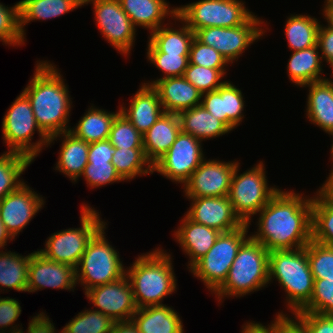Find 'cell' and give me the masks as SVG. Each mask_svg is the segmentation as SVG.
Masks as SVG:
<instances>
[{"mask_svg":"<svg viewBox=\"0 0 333 333\" xmlns=\"http://www.w3.org/2000/svg\"><path fill=\"white\" fill-rule=\"evenodd\" d=\"M279 190L258 212L257 232L250 235L269 252L304 248L312 240V197Z\"/></svg>","mask_w":333,"mask_h":333,"instance_id":"cell-1","label":"cell"},{"mask_svg":"<svg viewBox=\"0 0 333 333\" xmlns=\"http://www.w3.org/2000/svg\"><path fill=\"white\" fill-rule=\"evenodd\" d=\"M36 62L33 78L22 92L30 100L37 125L48 137L67 132L72 109L68 86L56 65L47 60Z\"/></svg>","mask_w":333,"mask_h":333,"instance_id":"cell-2","label":"cell"},{"mask_svg":"<svg viewBox=\"0 0 333 333\" xmlns=\"http://www.w3.org/2000/svg\"><path fill=\"white\" fill-rule=\"evenodd\" d=\"M159 248L138 255L126 269L138 308L163 305L162 300L177 289L171 254Z\"/></svg>","mask_w":333,"mask_h":333,"instance_id":"cell-3","label":"cell"},{"mask_svg":"<svg viewBox=\"0 0 333 333\" xmlns=\"http://www.w3.org/2000/svg\"><path fill=\"white\" fill-rule=\"evenodd\" d=\"M268 271L269 283L276 278L285 290L287 308L293 315L310 301L314 278L305 247L270 251Z\"/></svg>","mask_w":333,"mask_h":333,"instance_id":"cell-4","label":"cell"},{"mask_svg":"<svg viewBox=\"0 0 333 333\" xmlns=\"http://www.w3.org/2000/svg\"><path fill=\"white\" fill-rule=\"evenodd\" d=\"M269 251L251 236L241 245L226 281L214 293L218 301L224 297H244L269 284Z\"/></svg>","mask_w":333,"mask_h":333,"instance_id":"cell-5","label":"cell"},{"mask_svg":"<svg viewBox=\"0 0 333 333\" xmlns=\"http://www.w3.org/2000/svg\"><path fill=\"white\" fill-rule=\"evenodd\" d=\"M106 225L107 223L89 240L78 267L75 268L76 282H81L84 292L126 275L119 252L117 253L105 237Z\"/></svg>","mask_w":333,"mask_h":333,"instance_id":"cell-6","label":"cell"},{"mask_svg":"<svg viewBox=\"0 0 333 333\" xmlns=\"http://www.w3.org/2000/svg\"><path fill=\"white\" fill-rule=\"evenodd\" d=\"M248 228L244 223L233 231L220 233L210 250L189 269L212 294L226 281L238 250L250 237H247Z\"/></svg>","mask_w":333,"mask_h":333,"instance_id":"cell-7","label":"cell"},{"mask_svg":"<svg viewBox=\"0 0 333 333\" xmlns=\"http://www.w3.org/2000/svg\"><path fill=\"white\" fill-rule=\"evenodd\" d=\"M99 215L94 208L82 204L79 217L81 227L51 234L45 242V248L38 251L50 260L78 267L89 240L106 224Z\"/></svg>","mask_w":333,"mask_h":333,"instance_id":"cell-8","label":"cell"},{"mask_svg":"<svg viewBox=\"0 0 333 333\" xmlns=\"http://www.w3.org/2000/svg\"><path fill=\"white\" fill-rule=\"evenodd\" d=\"M3 117V141L9 152L22 153L34 161L44 149L42 147H48L49 137L37 125L30 100L23 92L12 102ZM35 131L39 133L40 138L34 143L31 139Z\"/></svg>","mask_w":333,"mask_h":333,"instance_id":"cell-9","label":"cell"},{"mask_svg":"<svg viewBox=\"0 0 333 333\" xmlns=\"http://www.w3.org/2000/svg\"><path fill=\"white\" fill-rule=\"evenodd\" d=\"M239 164L236 165L228 196L235 214L250 226L252 215H256L280 189L268 186L262 161L241 174L238 173Z\"/></svg>","mask_w":333,"mask_h":333,"instance_id":"cell-10","label":"cell"},{"mask_svg":"<svg viewBox=\"0 0 333 333\" xmlns=\"http://www.w3.org/2000/svg\"><path fill=\"white\" fill-rule=\"evenodd\" d=\"M253 15L242 0H200L177 7V16L194 33L207 27L240 26Z\"/></svg>","mask_w":333,"mask_h":333,"instance_id":"cell-11","label":"cell"},{"mask_svg":"<svg viewBox=\"0 0 333 333\" xmlns=\"http://www.w3.org/2000/svg\"><path fill=\"white\" fill-rule=\"evenodd\" d=\"M255 14L245 23L235 27H207L197 30L195 38L218 51L231 65L249 46L266 32Z\"/></svg>","mask_w":333,"mask_h":333,"instance_id":"cell-12","label":"cell"},{"mask_svg":"<svg viewBox=\"0 0 333 333\" xmlns=\"http://www.w3.org/2000/svg\"><path fill=\"white\" fill-rule=\"evenodd\" d=\"M93 4L95 22L102 37L122 55H130L135 43L136 28L123 11L119 0H83Z\"/></svg>","mask_w":333,"mask_h":333,"instance_id":"cell-13","label":"cell"},{"mask_svg":"<svg viewBox=\"0 0 333 333\" xmlns=\"http://www.w3.org/2000/svg\"><path fill=\"white\" fill-rule=\"evenodd\" d=\"M201 145L198 138L180 131L168 151L152 165V171L184 185L205 159Z\"/></svg>","mask_w":333,"mask_h":333,"instance_id":"cell-14","label":"cell"},{"mask_svg":"<svg viewBox=\"0 0 333 333\" xmlns=\"http://www.w3.org/2000/svg\"><path fill=\"white\" fill-rule=\"evenodd\" d=\"M238 161L222 162L217 159L206 160L191 174L182 185L185 197H221L228 196L232 177Z\"/></svg>","mask_w":333,"mask_h":333,"instance_id":"cell-15","label":"cell"},{"mask_svg":"<svg viewBox=\"0 0 333 333\" xmlns=\"http://www.w3.org/2000/svg\"><path fill=\"white\" fill-rule=\"evenodd\" d=\"M98 312L110 317L114 322L130 321L138 310L133 289L127 275L120 279L96 286L85 292Z\"/></svg>","mask_w":333,"mask_h":333,"instance_id":"cell-16","label":"cell"},{"mask_svg":"<svg viewBox=\"0 0 333 333\" xmlns=\"http://www.w3.org/2000/svg\"><path fill=\"white\" fill-rule=\"evenodd\" d=\"M44 200L24 183L0 201V217L13 240L43 208Z\"/></svg>","mask_w":333,"mask_h":333,"instance_id":"cell-17","label":"cell"},{"mask_svg":"<svg viewBox=\"0 0 333 333\" xmlns=\"http://www.w3.org/2000/svg\"><path fill=\"white\" fill-rule=\"evenodd\" d=\"M76 284L75 268L46 258L38 250L30 253L27 292L33 293L43 288L74 291ZM74 288V289H73Z\"/></svg>","mask_w":333,"mask_h":333,"instance_id":"cell-18","label":"cell"},{"mask_svg":"<svg viewBox=\"0 0 333 333\" xmlns=\"http://www.w3.org/2000/svg\"><path fill=\"white\" fill-rule=\"evenodd\" d=\"M191 206L185 214L195 223L224 233L241 227L244 223L235 214L229 196L186 197Z\"/></svg>","mask_w":333,"mask_h":333,"instance_id":"cell-19","label":"cell"},{"mask_svg":"<svg viewBox=\"0 0 333 333\" xmlns=\"http://www.w3.org/2000/svg\"><path fill=\"white\" fill-rule=\"evenodd\" d=\"M152 87L157 91L165 113L180 114L201 105L202 93L183 76L160 79Z\"/></svg>","mask_w":333,"mask_h":333,"instance_id":"cell-20","label":"cell"},{"mask_svg":"<svg viewBox=\"0 0 333 333\" xmlns=\"http://www.w3.org/2000/svg\"><path fill=\"white\" fill-rule=\"evenodd\" d=\"M130 105H120L123 114L143 135L165 113L157 91L149 85L142 84L130 100Z\"/></svg>","mask_w":333,"mask_h":333,"instance_id":"cell-21","label":"cell"},{"mask_svg":"<svg viewBox=\"0 0 333 333\" xmlns=\"http://www.w3.org/2000/svg\"><path fill=\"white\" fill-rule=\"evenodd\" d=\"M182 223V224H181ZM174 232L176 241L188 255V268H191L214 245L221 232L190 220L186 215Z\"/></svg>","mask_w":333,"mask_h":333,"instance_id":"cell-22","label":"cell"},{"mask_svg":"<svg viewBox=\"0 0 333 333\" xmlns=\"http://www.w3.org/2000/svg\"><path fill=\"white\" fill-rule=\"evenodd\" d=\"M180 131L178 114L163 113L143 134V150L146 159L153 165L168 151Z\"/></svg>","mask_w":333,"mask_h":333,"instance_id":"cell-23","label":"cell"},{"mask_svg":"<svg viewBox=\"0 0 333 333\" xmlns=\"http://www.w3.org/2000/svg\"><path fill=\"white\" fill-rule=\"evenodd\" d=\"M302 87L309 88L306 114L310 123L316 124L333 137V82L329 78L314 81Z\"/></svg>","mask_w":333,"mask_h":333,"instance_id":"cell-24","label":"cell"},{"mask_svg":"<svg viewBox=\"0 0 333 333\" xmlns=\"http://www.w3.org/2000/svg\"><path fill=\"white\" fill-rule=\"evenodd\" d=\"M123 11L131 19L136 28L143 27L151 32L164 24L168 16L174 19L177 16V7H169L166 0H119Z\"/></svg>","mask_w":333,"mask_h":333,"instance_id":"cell-25","label":"cell"},{"mask_svg":"<svg viewBox=\"0 0 333 333\" xmlns=\"http://www.w3.org/2000/svg\"><path fill=\"white\" fill-rule=\"evenodd\" d=\"M58 137H62L63 140L55 170L68 176L74 183L81 177L85 166L88 164L89 143L67 131L50 136L48 145Z\"/></svg>","mask_w":333,"mask_h":333,"instance_id":"cell-26","label":"cell"},{"mask_svg":"<svg viewBox=\"0 0 333 333\" xmlns=\"http://www.w3.org/2000/svg\"><path fill=\"white\" fill-rule=\"evenodd\" d=\"M131 320L139 333H184L179 314L165 304L138 308Z\"/></svg>","mask_w":333,"mask_h":333,"instance_id":"cell-27","label":"cell"},{"mask_svg":"<svg viewBox=\"0 0 333 333\" xmlns=\"http://www.w3.org/2000/svg\"><path fill=\"white\" fill-rule=\"evenodd\" d=\"M174 20L181 22L179 29L159 27L148 36L147 52H162L165 54H173L178 56H189L190 47L195 38L194 32L176 16Z\"/></svg>","mask_w":333,"mask_h":333,"instance_id":"cell-28","label":"cell"},{"mask_svg":"<svg viewBox=\"0 0 333 333\" xmlns=\"http://www.w3.org/2000/svg\"><path fill=\"white\" fill-rule=\"evenodd\" d=\"M178 117L181 131L198 138L200 141L213 139L231 131L202 105L185 110L178 114Z\"/></svg>","mask_w":333,"mask_h":333,"instance_id":"cell-29","label":"cell"},{"mask_svg":"<svg viewBox=\"0 0 333 333\" xmlns=\"http://www.w3.org/2000/svg\"><path fill=\"white\" fill-rule=\"evenodd\" d=\"M19 27L25 38V25L34 20H46L82 7L83 0H22L19 1Z\"/></svg>","mask_w":333,"mask_h":333,"instance_id":"cell-30","label":"cell"},{"mask_svg":"<svg viewBox=\"0 0 333 333\" xmlns=\"http://www.w3.org/2000/svg\"><path fill=\"white\" fill-rule=\"evenodd\" d=\"M321 63L322 58L318 45L293 51L287 64L289 79L299 87L323 80L326 77L321 75L323 73Z\"/></svg>","mask_w":333,"mask_h":333,"instance_id":"cell-31","label":"cell"},{"mask_svg":"<svg viewBox=\"0 0 333 333\" xmlns=\"http://www.w3.org/2000/svg\"><path fill=\"white\" fill-rule=\"evenodd\" d=\"M119 113L120 108L117 112H108L91 106L69 132L87 143L106 140L112 123Z\"/></svg>","mask_w":333,"mask_h":333,"instance_id":"cell-32","label":"cell"},{"mask_svg":"<svg viewBox=\"0 0 333 333\" xmlns=\"http://www.w3.org/2000/svg\"><path fill=\"white\" fill-rule=\"evenodd\" d=\"M319 188L312 198V240L333 247V198Z\"/></svg>","mask_w":333,"mask_h":333,"instance_id":"cell-33","label":"cell"},{"mask_svg":"<svg viewBox=\"0 0 333 333\" xmlns=\"http://www.w3.org/2000/svg\"><path fill=\"white\" fill-rule=\"evenodd\" d=\"M30 254L20 255L11 251H0V290L7 288L27 292ZM5 288V289H4Z\"/></svg>","mask_w":333,"mask_h":333,"instance_id":"cell-34","label":"cell"},{"mask_svg":"<svg viewBox=\"0 0 333 333\" xmlns=\"http://www.w3.org/2000/svg\"><path fill=\"white\" fill-rule=\"evenodd\" d=\"M302 14L289 16L286 20L285 35L289 49L300 51L317 45L320 21Z\"/></svg>","mask_w":333,"mask_h":333,"instance_id":"cell-35","label":"cell"},{"mask_svg":"<svg viewBox=\"0 0 333 333\" xmlns=\"http://www.w3.org/2000/svg\"><path fill=\"white\" fill-rule=\"evenodd\" d=\"M32 162L30 157L18 152L6 151L0 155V201L25 183L20 176Z\"/></svg>","mask_w":333,"mask_h":333,"instance_id":"cell-36","label":"cell"},{"mask_svg":"<svg viewBox=\"0 0 333 333\" xmlns=\"http://www.w3.org/2000/svg\"><path fill=\"white\" fill-rule=\"evenodd\" d=\"M111 163L124 181L153 173L152 164L146 159L143 148H115Z\"/></svg>","mask_w":333,"mask_h":333,"instance_id":"cell-37","label":"cell"},{"mask_svg":"<svg viewBox=\"0 0 333 333\" xmlns=\"http://www.w3.org/2000/svg\"><path fill=\"white\" fill-rule=\"evenodd\" d=\"M114 321L97 310H84L67 323L62 333H111Z\"/></svg>","mask_w":333,"mask_h":333,"instance_id":"cell-38","label":"cell"},{"mask_svg":"<svg viewBox=\"0 0 333 333\" xmlns=\"http://www.w3.org/2000/svg\"><path fill=\"white\" fill-rule=\"evenodd\" d=\"M305 248L313 278L333 279V247L311 240Z\"/></svg>","mask_w":333,"mask_h":333,"instance_id":"cell-39","label":"cell"},{"mask_svg":"<svg viewBox=\"0 0 333 333\" xmlns=\"http://www.w3.org/2000/svg\"><path fill=\"white\" fill-rule=\"evenodd\" d=\"M108 140L115 148H143V135L121 113L112 123Z\"/></svg>","mask_w":333,"mask_h":333,"instance_id":"cell-40","label":"cell"},{"mask_svg":"<svg viewBox=\"0 0 333 333\" xmlns=\"http://www.w3.org/2000/svg\"><path fill=\"white\" fill-rule=\"evenodd\" d=\"M227 69H212L188 63L183 77L202 94L217 90L225 81H221Z\"/></svg>","mask_w":333,"mask_h":333,"instance_id":"cell-41","label":"cell"},{"mask_svg":"<svg viewBox=\"0 0 333 333\" xmlns=\"http://www.w3.org/2000/svg\"><path fill=\"white\" fill-rule=\"evenodd\" d=\"M0 41L9 46L24 45L19 27V3L7 7L0 3Z\"/></svg>","mask_w":333,"mask_h":333,"instance_id":"cell-42","label":"cell"},{"mask_svg":"<svg viewBox=\"0 0 333 333\" xmlns=\"http://www.w3.org/2000/svg\"><path fill=\"white\" fill-rule=\"evenodd\" d=\"M147 58L163 73V77L161 76L155 81L142 83L149 86H153L160 79L183 76L189 63V56H178L162 52H147Z\"/></svg>","mask_w":333,"mask_h":333,"instance_id":"cell-43","label":"cell"},{"mask_svg":"<svg viewBox=\"0 0 333 333\" xmlns=\"http://www.w3.org/2000/svg\"><path fill=\"white\" fill-rule=\"evenodd\" d=\"M300 311L333 316V279H314L310 301Z\"/></svg>","mask_w":333,"mask_h":333,"instance_id":"cell-44","label":"cell"},{"mask_svg":"<svg viewBox=\"0 0 333 333\" xmlns=\"http://www.w3.org/2000/svg\"><path fill=\"white\" fill-rule=\"evenodd\" d=\"M220 95L224 98L225 113H227V127L232 130L240 125L244 119V103L242 92L230 81L220 86Z\"/></svg>","mask_w":333,"mask_h":333,"instance_id":"cell-45","label":"cell"},{"mask_svg":"<svg viewBox=\"0 0 333 333\" xmlns=\"http://www.w3.org/2000/svg\"><path fill=\"white\" fill-rule=\"evenodd\" d=\"M81 176L84 177L91 189L124 181L117 173L114 165L107 161H88Z\"/></svg>","mask_w":333,"mask_h":333,"instance_id":"cell-46","label":"cell"},{"mask_svg":"<svg viewBox=\"0 0 333 333\" xmlns=\"http://www.w3.org/2000/svg\"><path fill=\"white\" fill-rule=\"evenodd\" d=\"M189 62L194 65L212 69H225L228 62L215 49L193 39L190 47Z\"/></svg>","mask_w":333,"mask_h":333,"instance_id":"cell-47","label":"cell"},{"mask_svg":"<svg viewBox=\"0 0 333 333\" xmlns=\"http://www.w3.org/2000/svg\"><path fill=\"white\" fill-rule=\"evenodd\" d=\"M296 319L308 333H333V316L308 311H298Z\"/></svg>","mask_w":333,"mask_h":333,"instance_id":"cell-48","label":"cell"},{"mask_svg":"<svg viewBox=\"0 0 333 333\" xmlns=\"http://www.w3.org/2000/svg\"><path fill=\"white\" fill-rule=\"evenodd\" d=\"M21 311L20 303L15 298H0V333H6V328L13 326ZM19 329L17 325H14L7 331L8 333H19Z\"/></svg>","mask_w":333,"mask_h":333,"instance_id":"cell-49","label":"cell"},{"mask_svg":"<svg viewBox=\"0 0 333 333\" xmlns=\"http://www.w3.org/2000/svg\"><path fill=\"white\" fill-rule=\"evenodd\" d=\"M202 98L201 105L227 126V113H225L224 98L220 95V87L202 94Z\"/></svg>","mask_w":333,"mask_h":333,"instance_id":"cell-50","label":"cell"},{"mask_svg":"<svg viewBox=\"0 0 333 333\" xmlns=\"http://www.w3.org/2000/svg\"><path fill=\"white\" fill-rule=\"evenodd\" d=\"M317 45L320 48L321 58L333 69V28L329 25H320Z\"/></svg>","mask_w":333,"mask_h":333,"instance_id":"cell-51","label":"cell"},{"mask_svg":"<svg viewBox=\"0 0 333 333\" xmlns=\"http://www.w3.org/2000/svg\"><path fill=\"white\" fill-rule=\"evenodd\" d=\"M115 147L108 139L89 143L88 161H112Z\"/></svg>","mask_w":333,"mask_h":333,"instance_id":"cell-52","label":"cell"},{"mask_svg":"<svg viewBox=\"0 0 333 333\" xmlns=\"http://www.w3.org/2000/svg\"><path fill=\"white\" fill-rule=\"evenodd\" d=\"M49 316L41 312L36 316H33L28 324L27 333H56L57 331L54 324L51 323ZM19 333H24L23 329L20 327Z\"/></svg>","mask_w":333,"mask_h":333,"instance_id":"cell-53","label":"cell"},{"mask_svg":"<svg viewBox=\"0 0 333 333\" xmlns=\"http://www.w3.org/2000/svg\"><path fill=\"white\" fill-rule=\"evenodd\" d=\"M276 333H308L304 327L295 319L279 312L276 314Z\"/></svg>","mask_w":333,"mask_h":333,"instance_id":"cell-54","label":"cell"},{"mask_svg":"<svg viewBox=\"0 0 333 333\" xmlns=\"http://www.w3.org/2000/svg\"><path fill=\"white\" fill-rule=\"evenodd\" d=\"M253 322L249 321L242 325L241 333H276V317L270 325H267V327L261 323Z\"/></svg>","mask_w":333,"mask_h":333,"instance_id":"cell-55","label":"cell"},{"mask_svg":"<svg viewBox=\"0 0 333 333\" xmlns=\"http://www.w3.org/2000/svg\"><path fill=\"white\" fill-rule=\"evenodd\" d=\"M111 333H139V331L132 320H130L115 322Z\"/></svg>","mask_w":333,"mask_h":333,"instance_id":"cell-56","label":"cell"},{"mask_svg":"<svg viewBox=\"0 0 333 333\" xmlns=\"http://www.w3.org/2000/svg\"><path fill=\"white\" fill-rule=\"evenodd\" d=\"M12 239L0 217V249H4L3 247L7 245L8 240L13 241Z\"/></svg>","mask_w":333,"mask_h":333,"instance_id":"cell-57","label":"cell"},{"mask_svg":"<svg viewBox=\"0 0 333 333\" xmlns=\"http://www.w3.org/2000/svg\"><path fill=\"white\" fill-rule=\"evenodd\" d=\"M322 14L325 16L324 19L327 20L328 25L333 28V2L324 5Z\"/></svg>","mask_w":333,"mask_h":333,"instance_id":"cell-58","label":"cell"},{"mask_svg":"<svg viewBox=\"0 0 333 333\" xmlns=\"http://www.w3.org/2000/svg\"><path fill=\"white\" fill-rule=\"evenodd\" d=\"M333 162V160H332ZM329 177H327V180L323 183L322 189L333 198V169L330 171Z\"/></svg>","mask_w":333,"mask_h":333,"instance_id":"cell-59","label":"cell"},{"mask_svg":"<svg viewBox=\"0 0 333 333\" xmlns=\"http://www.w3.org/2000/svg\"><path fill=\"white\" fill-rule=\"evenodd\" d=\"M330 159H333V143H332V146H331V158Z\"/></svg>","mask_w":333,"mask_h":333,"instance_id":"cell-60","label":"cell"},{"mask_svg":"<svg viewBox=\"0 0 333 333\" xmlns=\"http://www.w3.org/2000/svg\"><path fill=\"white\" fill-rule=\"evenodd\" d=\"M330 2H333V0H325L324 3L326 4V3H330Z\"/></svg>","mask_w":333,"mask_h":333,"instance_id":"cell-61","label":"cell"}]
</instances>
